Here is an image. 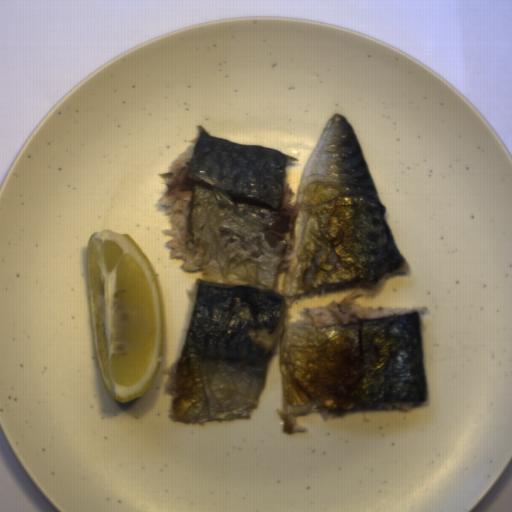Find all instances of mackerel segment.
<instances>
[{
    "instance_id": "14911b7f",
    "label": "mackerel segment",
    "mask_w": 512,
    "mask_h": 512,
    "mask_svg": "<svg viewBox=\"0 0 512 512\" xmlns=\"http://www.w3.org/2000/svg\"><path fill=\"white\" fill-rule=\"evenodd\" d=\"M157 173L172 229L160 231L179 269L202 272L176 358L164 369L167 416L186 425L251 419L278 355L282 435L299 417L411 412L428 397L426 306L365 307L388 279L411 275L352 123L327 119L296 201L273 146L239 143L201 124Z\"/></svg>"
}]
</instances>
